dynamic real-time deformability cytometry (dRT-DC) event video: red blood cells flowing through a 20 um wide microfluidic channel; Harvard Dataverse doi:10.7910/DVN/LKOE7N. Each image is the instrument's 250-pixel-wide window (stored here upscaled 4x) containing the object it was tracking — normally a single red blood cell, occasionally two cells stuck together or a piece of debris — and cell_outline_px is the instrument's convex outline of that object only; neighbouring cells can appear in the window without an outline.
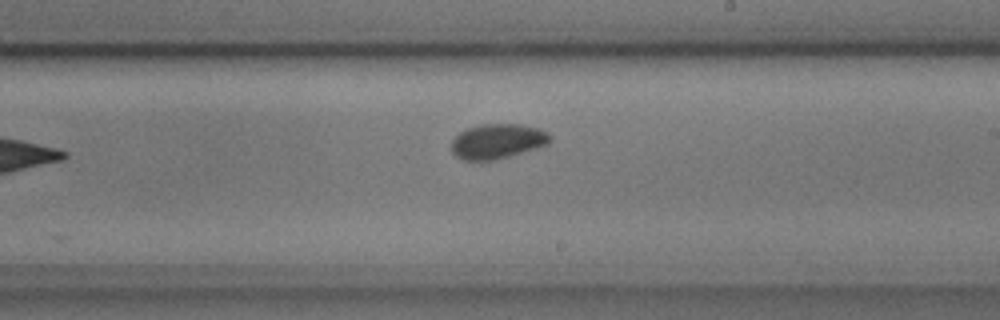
{"species": "common noctule bat (a hibernating species)", "species_latin": "Nyctalus noctula", "temperature_condition": "cold", "stored_images_in_passage": 6, "camera_frame_rate_fps": 3000, "um_per_image_px": 0.085, "animal": {"sex": "male", "body_mass_g": 17.9, "forearm_length_mm": 54.2}, "frame": {"image": 1, "passage_image": 6, "time_ms": 1.667, "image_size_px": [1000, 320], "cell_outline_px": [[552, 140], [548, 144], [536, 148], [508, 156], [492, 160], [464, 160], [456, 156], [452, 152], [452, 140], [460, 132], [468, 128], [484, 124], [520, 124], [540, 128], [548, 132], [552, 136]], "centroid_in_image_um": [42.32, 12.0], "position_along_channel_um": 246.7, "area_um2": 19.94}}